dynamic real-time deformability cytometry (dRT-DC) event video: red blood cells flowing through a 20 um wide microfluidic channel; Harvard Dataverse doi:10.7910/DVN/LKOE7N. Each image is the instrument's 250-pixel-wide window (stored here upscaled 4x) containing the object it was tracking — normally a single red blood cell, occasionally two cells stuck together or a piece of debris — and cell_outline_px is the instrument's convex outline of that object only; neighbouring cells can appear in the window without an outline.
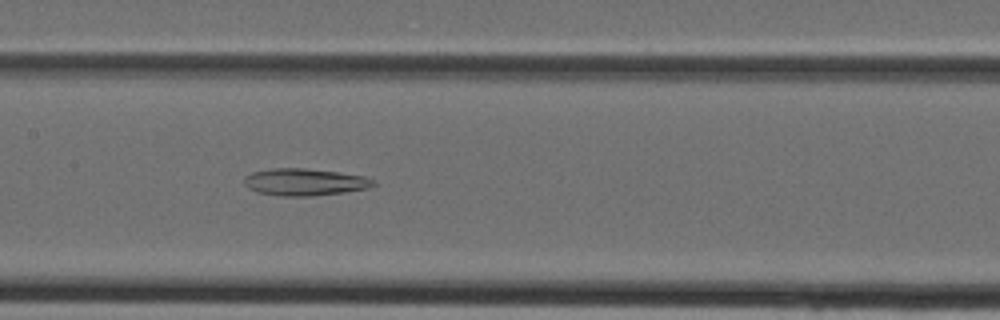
{"species": "Egyptian fruit bat (a non-hibernating species)", "species_latin": "Rousettus aegyptiacus", "temperature_condition": "cold", "stored_images_in_passage": 38, "camera_frame_rate_fps": 3000, "um_per_image_px": 0.085, "animal": {"sex": "female"}, "frame": {"image": 1, "passage_image": 19, "time_ms": 6.0, "image_size_px": [1000, 320], "cell_outline_px": [[376, 184], [368, 188], [344, 192], [312, 196], [276, 196], [256, 192], [248, 188], [244, 184], [244, 176], [252, 172], [272, 168], [304, 168], [336, 172], [364, 176], [372, 180]], "centroid_in_image_um": [25.83, 15.48], "position_along_channel_um": 181.6, "area_um2": 20.4}}
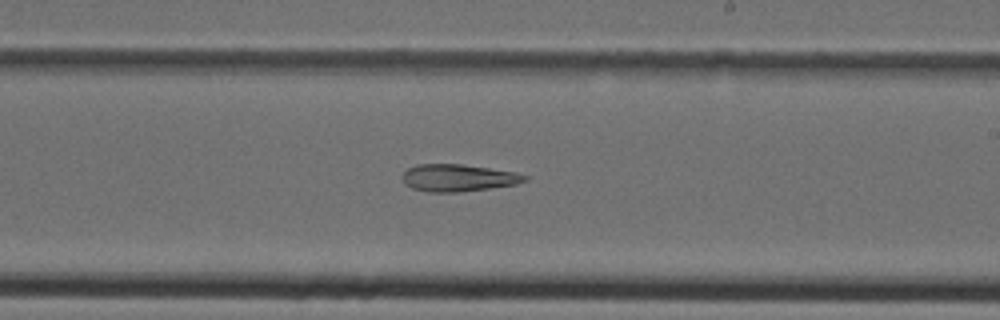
{"frame": {"image": 2, "passage_image": 23, "time_ms": 7.333, "image_size_px": [1000, 320], "cell_outline_px": [[528, 180], [516, 184], [488, 188], [456, 192], [428, 192], [412, 188], [404, 184], [400, 176], [408, 168], [416, 164], [460, 164], [516, 172], [528, 176]], "centroid_in_image_um": [38.9, 15.11], "position_along_channel_um": 250.1, "area_um2": 19.36}}
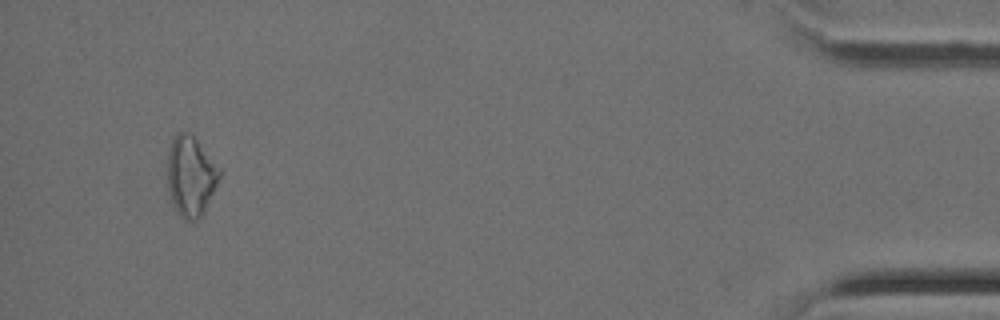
{"frame": {"image": 3, "passage_image": 37, "time_ms": 12.0, "image_size_px": [1000, 320], "cell_outline_px": [[220, 176], [204, 212], [200, 220], [184, 220], [176, 212], [172, 204], [168, 188], [168, 148], [172, 140], [180, 132], [188, 132], [196, 140], [220, 168]], "centroid_in_image_um": [16.2, 15.02], "position_along_channel_um": 419.0, "area_um2": 24.04}}